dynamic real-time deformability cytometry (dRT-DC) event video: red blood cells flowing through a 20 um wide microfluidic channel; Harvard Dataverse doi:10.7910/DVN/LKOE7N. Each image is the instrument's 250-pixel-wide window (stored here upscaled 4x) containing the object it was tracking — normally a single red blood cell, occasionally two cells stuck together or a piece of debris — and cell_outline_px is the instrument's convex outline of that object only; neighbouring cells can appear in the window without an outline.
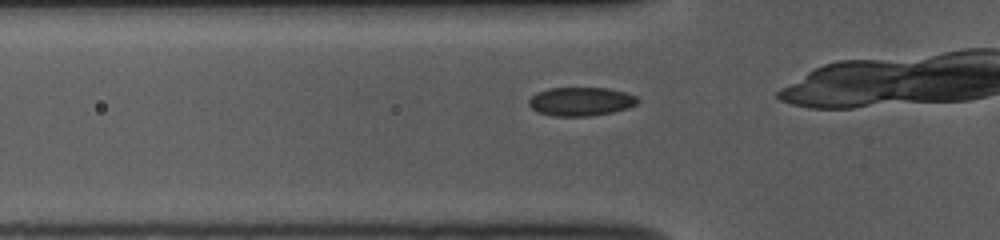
{"species": "common noctule bat (a hibernating species)", "species_latin": "Nyctalus noctula", "temperature_condition": "room temperature", "stored_images_in_passage": 33, "camera_frame_rate_fps": 3000, "um_per_image_px": 0.085, "animal": {"sex": "female", "body_mass_g": 10.0, "forearm_length_mm": 53.1}, "frame": {"image": 1, "passage_image": 10, "time_ms": 3.0, "image_size_px": [1000, 240], "cell_outline_px": [[640, 100], [636, 104], [628, 108], [612, 112], [588, 116], [556, 116], [536, 112], [528, 104], [528, 100], [536, 92], [548, 88], [608, 88], [624, 92], [636, 96]], "centroid_in_image_um": [49.35, 8.62], "position_along_channel_um": 76.4, "area_um2": 18.21}}
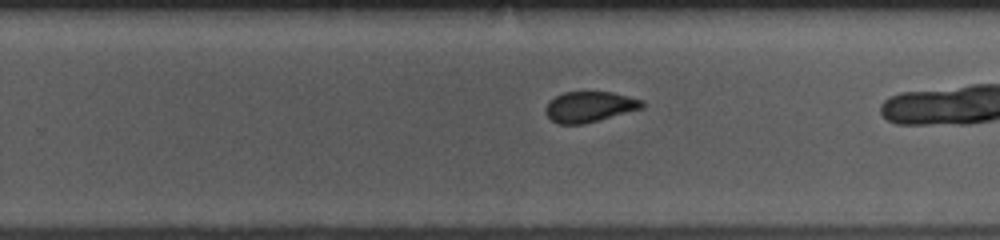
{"frame": {"image": 2, "passage_image": 26, "time_ms": 8.333, "image_size_px": [1000, 240], "cell_outline_px": [[648, 104], [644, 108], [584, 124], [560, 124], [552, 120], [544, 112], [544, 108], [548, 100], [564, 92], [612, 92], [644, 100]], "centroid_in_image_um": [50.14, 9.07], "position_along_channel_um": 279.7, "area_um2": 17.46}}
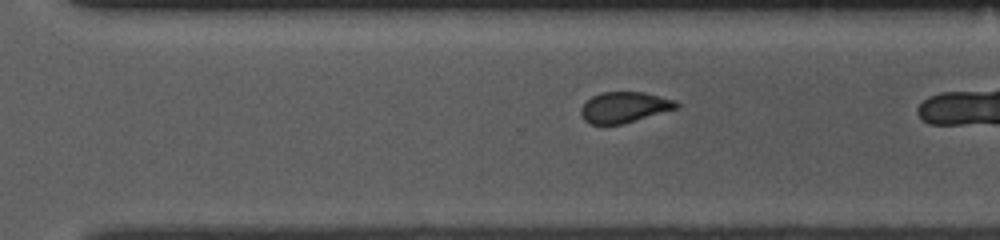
{"frame": {"image": 3, "passage_image": 29, "time_ms": 9.333, "image_size_px": [1000, 240], "cell_outline_px": [[680, 104], [676, 108], [624, 124], [588, 124], [584, 120], [580, 112], [580, 108], [592, 96], [600, 92], [644, 92], [676, 100]], "centroid_in_image_um": [53.05, 9.12], "position_along_channel_um": 317.6, "area_um2": 17.11}}